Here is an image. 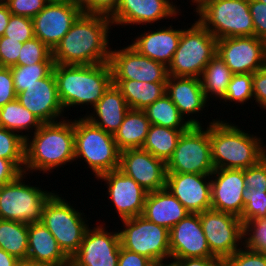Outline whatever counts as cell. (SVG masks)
Wrapping results in <instances>:
<instances>
[{"label": "cell", "instance_id": "obj_1", "mask_svg": "<svg viewBox=\"0 0 266 266\" xmlns=\"http://www.w3.org/2000/svg\"><path fill=\"white\" fill-rule=\"evenodd\" d=\"M112 21L101 14H81L52 50L55 64L92 65L110 59L109 34Z\"/></svg>", "mask_w": 266, "mask_h": 266}, {"label": "cell", "instance_id": "obj_2", "mask_svg": "<svg viewBox=\"0 0 266 266\" xmlns=\"http://www.w3.org/2000/svg\"><path fill=\"white\" fill-rule=\"evenodd\" d=\"M32 135L25 139L23 172L27 175L33 171L49 175L56 167L74 162V119L43 123Z\"/></svg>", "mask_w": 266, "mask_h": 266}, {"label": "cell", "instance_id": "obj_3", "mask_svg": "<svg viewBox=\"0 0 266 266\" xmlns=\"http://www.w3.org/2000/svg\"><path fill=\"white\" fill-rule=\"evenodd\" d=\"M232 122L214 119L210 142L214 169H247L266 157L263 139L241 130ZM262 139V140H261Z\"/></svg>", "mask_w": 266, "mask_h": 266}, {"label": "cell", "instance_id": "obj_4", "mask_svg": "<svg viewBox=\"0 0 266 266\" xmlns=\"http://www.w3.org/2000/svg\"><path fill=\"white\" fill-rule=\"evenodd\" d=\"M53 73L64 110L80 105H91L93 108L113 84L109 62L92 65L55 64Z\"/></svg>", "mask_w": 266, "mask_h": 266}, {"label": "cell", "instance_id": "obj_5", "mask_svg": "<svg viewBox=\"0 0 266 266\" xmlns=\"http://www.w3.org/2000/svg\"><path fill=\"white\" fill-rule=\"evenodd\" d=\"M195 8L197 21L217 40L254 36L249 0H203Z\"/></svg>", "mask_w": 266, "mask_h": 266}, {"label": "cell", "instance_id": "obj_6", "mask_svg": "<svg viewBox=\"0 0 266 266\" xmlns=\"http://www.w3.org/2000/svg\"><path fill=\"white\" fill-rule=\"evenodd\" d=\"M75 160L88 164L95 178L119 169L120 151L114 135L90 123L85 117L74 120Z\"/></svg>", "mask_w": 266, "mask_h": 266}, {"label": "cell", "instance_id": "obj_7", "mask_svg": "<svg viewBox=\"0 0 266 266\" xmlns=\"http://www.w3.org/2000/svg\"><path fill=\"white\" fill-rule=\"evenodd\" d=\"M184 28L168 76L201 78L210 60L217 54V39L198 21Z\"/></svg>", "mask_w": 266, "mask_h": 266}, {"label": "cell", "instance_id": "obj_8", "mask_svg": "<svg viewBox=\"0 0 266 266\" xmlns=\"http://www.w3.org/2000/svg\"><path fill=\"white\" fill-rule=\"evenodd\" d=\"M59 195L55 192L47 200L41 222L52 233L60 249L70 259L79 250L89 225L87 218H83L84 213L73 208Z\"/></svg>", "mask_w": 266, "mask_h": 266}, {"label": "cell", "instance_id": "obj_9", "mask_svg": "<svg viewBox=\"0 0 266 266\" xmlns=\"http://www.w3.org/2000/svg\"><path fill=\"white\" fill-rule=\"evenodd\" d=\"M26 173L0 187V219L26 224L41 222L44 205L55 191L25 183ZM24 181V182H23Z\"/></svg>", "mask_w": 266, "mask_h": 266}, {"label": "cell", "instance_id": "obj_10", "mask_svg": "<svg viewBox=\"0 0 266 266\" xmlns=\"http://www.w3.org/2000/svg\"><path fill=\"white\" fill-rule=\"evenodd\" d=\"M121 221L124 224L123 229L120 228L118 232L122 248L148 257L157 266L168 264L171 252L167 228L147 220L142 215Z\"/></svg>", "mask_w": 266, "mask_h": 266}, {"label": "cell", "instance_id": "obj_11", "mask_svg": "<svg viewBox=\"0 0 266 266\" xmlns=\"http://www.w3.org/2000/svg\"><path fill=\"white\" fill-rule=\"evenodd\" d=\"M208 127L190 126L184 131L166 162L167 173L211 174L214 171Z\"/></svg>", "mask_w": 266, "mask_h": 266}, {"label": "cell", "instance_id": "obj_12", "mask_svg": "<svg viewBox=\"0 0 266 266\" xmlns=\"http://www.w3.org/2000/svg\"><path fill=\"white\" fill-rule=\"evenodd\" d=\"M199 216L213 256L225 262L243 246V223L239 217L213 209L203 211Z\"/></svg>", "mask_w": 266, "mask_h": 266}, {"label": "cell", "instance_id": "obj_13", "mask_svg": "<svg viewBox=\"0 0 266 266\" xmlns=\"http://www.w3.org/2000/svg\"><path fill=\"white\" fill-rule=\"evenodd\" d=\"M217 55L233 74H253L266 63V41L255 36L217 40Z\"/></svg>", "mask_w": 266, "mask_h": 266}, {"label": "cell", "instance_id": "obj_14", "mask_svg": "<svg viewBox=\"0 0 266 266\" xmlns=\"http://www.w3.org/2000/svg\"><path fill=\"white\" fill-rule=\"evenodd\" d=\"M109 64L113 80H133L146 83H166L168 67L140 55L130 45L110 50Z\"/></svg>", "mask_w": 266, "mask_h": 266}, {"label": "cell", "instance_id": "obj_15", "mask_svg": "<svg viewBox=\"0 0 266 266\" xmlns=\"http://www.w3.org/2000/svg\"><path fill=\"white\" fill-rule=\"evenodd\" d=\"M91 228L88 227L79 250L70 258V266H118L119 232H108L102 223Z\"/></svg>", "mask_w": 266, "mask_h": 266}, {"label": "cell", "instance_id": "obj_16", "mask_svg": "<svg viewBox=\"0 0 266 266\" xmlns=\"http://www.w3.org/2000/svg\"><path fill=\"white\" fill-rule=\"evenodd\" d=\"M119 170L148 193L166 188V163L142 148L121 151Z\"/></svg>", "mask_w": 266, "mask_h": 266}, {"label": "cell", "instance_id": "obj_17", "mask_svg": "<svg viewBox=\"0 0 266 266\" xmlns=\"http://www.w3.org/2000/svg\"><path fill=\"white\" fill-rule=\"evenodd\" d=\"M81 14L79 4L49 2L32 18L34 35L53 50Z\"/></svg>", "mask_w": 266, "mask_h": 266}, {"label": "cell", "instance_id": "obj_18", "mask_svg": "<svg viewBox=\"0 0 266 266\" xmlns=\"http://www.w3.org/2000/svg\"><path fill=\"white\" fill-rule=\"evenodd\" d=\"M96 179L106 181L108 196L120 220L142 215L147 191L119 169L104 173Z\"/></svg>", "mask_w": 266, "mask_h": 266}, {"label": "cell", "instance_id": "obj_19", "mask_svg": "<svg viewBox=\"0 0 266 266\" xmlns=\"http://www.w3.org/2000/svg\"><path fill=\"white\" fill-rule=\"evenodd\" d=\"M17 100L42 123H52L67 118L63 117L65 112L58 96L53 71L46 78L37 80L26 90L18 93Z\"/></svg>", "mask_w": 266, "mask_h": 266}, {"label": "cell", "instance_id": "obj_20", "mask_svg": "<svg viewBox=\"0 0 266 266\" xmlns=\"http://www.w3.org/2000/svg\"><path fill=\"white\" fill-rule=\"evenodd\" d=\"M245 188L243 169H214L211 173V209L240 218Z\"/></svg>", "mask_w": 266, "mask_h": 266}, {"label": "cell", "instance_id": "obj_21", "mask_svg": "<svg viewBox=\"0 0 266 266\" xmlns=\"http://www.w3.org/2000/svg\"><path fill=\"white\" fill-rule=\"evenodd\" d=\"M173 3L172 0H120L116 10L109 17L114 26L152 25L156 21L176 18L177 14L182 13Z\"/></svg>", "mask_w": 266, "mask_h": 266}, {"label": "cell", "instance_id": "obj_22", "mask_svg": "<svg viewBox=\"0 0 266 266\" xmlns=\"http://www.w3.org/2000/svg\"><path fill=\"white\" fill-rule=\"evenodd\" d=\"M166 188L190 213L211 209V174L167 173Z\"/></svg>", "mask_w": 266, "mask_h": 266}, {"label": "cell", "instance_id": "obj_23", "mask_svg": "<svg viewBox=\"0 0 266 266\" xmlns=\"http://www.w3.org/2000/svg\"><path fill=\"white\" fill-rule=\"evenodd\" d=\"M171 259L213 256L204 235L199 213H189L169 230Z\"/></svg>", "mask_w": 266, "mask_h": 266}, {"label": "cell", "instance_id": "obj_24", "mask_svg": "<svg viewBox=\"0 0 266 266\" xmlns=\"http://www.w3.org/2000/svg\"><path fill=\"white\" fill-rule=\"evenodd\" d=\"M183 29H173L160 27L156 31H147L130 44L140 55L146 56L156 62L164 64L166 67L172 62L174 53L178 47Z\"/></svg>", "mask_w": 266, "mask_h": 266}, {"label": "cell", "instance_id": "obj_25", "mask_svg": "<svg viewBox=\"0 0 266 266\" xmlns=\"http://www.w3.org/2000/svg\"><path fill=\"white\" fill-rule=\"evenodd\" d=\"M166 94L185 119L189 115L192 117L193 114H200L205 106H209L200 78L168 76Z\"/></svg>", "mask_w": 266, "mask_h": 266}, {"label": "cell", "instance_id": "obj_26", "mask_svg": "<svg viewBox=\"0 0 266 266\" xmlns=\"http://www.w3.org/2000/svg\"><path fill=\"white\" fill-rule=\"evenodd\" d=\"M190 212L167 189L147 193L142 216L170 230Z\"/></svg>", "mask_w": 266, "mask_h": 266}, {"label": "cell", "instance_id": "obj_27", "mask_svg": "<svg viewBox=\"0 0 266 266\" xmlns=\"http://www.w3.org/2000/svg\"><path fill=\"white\" fill-rule=\"evenodd\" d=\"M92 109L93 114H85L86 116L83 117L113 135L121 126L125 114L130 110L121 91L113 84Z\"/></svg>", "mask_w": 266, "mask_h": 266}, {"label": "cell", "instance_id": "obj_28", "mask_svg": "<svg viewBox=\"0 0 266 266\" xmlns=\"http://www.w3.org/2000/svg\"><path fill=\"white\" fill-rule=\"evenodd\" d=\"M27 259L52 266H70V259L42 222L28 224Z\"/></svg>", "mask_w": 266, "mask_h": 266}, {"label": "cell", "instance_id": "obj_29", "mask_svg": "<svg viewBox=\"0 0 266 266\" xmlns=\"http://www.w3.org/2000/svg\"><path fill=\"white\" fill-rule=\"evenodd\" d=\"M151 123L143 110L130 109L119 129L114 133L119 151L142 148Z\"/></svg>", "mask_w": 266, "mask_h": 266}, {"label": "cell", "instance_id": "obj_30", "mask_svg": "<svg viewBox=\"0 0 266 266\" xmlns=\"http://www.w3.org/2000/svg\"><path fill=\"white\" fill-rule=\"evenodd\" d=\"M130 109L144 110L166 94V83H146L133 80H113Z\"/></svg>", "mask_w": 266, "mask_h": 266}, {"label": "cell", "instance_id": "obj_31", "mask_svg": "<svg viewBox=\"0 0 266 266\" xmlns=\"http://www.w3.org/2000/svg\"><path fill=\"white\" fill-rule=\"evenodd\" d=\"M153 125L176 130H187L190 126H202L197 118L184 119L167 94H164L143 110Z\"/></svg>", "mask_w": 266, "mask_h": 266}, {"label": "cell", "instance_id": "obj_32", "mask_svg": "<svg viewBox=\"0 0 266 266\" xmlns=\"http://www.w3.org/2000/svg\"><path fill=\"white\" fill-rule=\"evenodd\" d=\"M43 123L28 109L24 108L20 102L16 99L12 102L5 104L0 108V125L1 127L11 130L17 134L21 133V137L24 139L30 135L25 132H36Z\"/></svg>", "mask_w": 266, "mask_h": 266}, {"label": "cell", "instance_id": "obj_33", "mask_svg": "<svg viewBox=\"0 0 266 266\" xmlns=\"http://www.w3.org/2000/svg\"><path fill=\"white\" fill-rule=\"evenodd\" d=\"M232 75L225 62L216 54L207 64L200 78L206 99L210 101V98L215 97L221 100L225 96Z\"/></svg>", "mask_w": 266, "mask_h": 266}, {"label": "cell", "instance_id": "obj_34", "mask_svg": "<svg viewBox=\"0 0 266 266\" xmlns=\"http://www.w3.org/2000/svg\"><path fill=\"white\" fill-rule=\"evenodd\" d=\"M184 131L186 130H176L151 124L142 149L166 163L172 156Z\"/></svg>", "mask_w": 266, "mask_h": 266}, {"label": "cell", "instance_id": "obj_35", "mask_svg": "<svg viewBox=\"0 0 266 266\" xmlns=\"http://www.w3.org/2000/svg\"><path fill=\"white\" fill-rule=\"evenodd\" d=\"M0 248L18 260L27 259L28 224L0 219Z\"/></svg>", "mask_w": 266, "mask_h": 266}, {"label": "cell", "instance_id": "obj_36", "mask_svg": "<svg viewBox=\"0 0 266 266\" xmlns=\"http://www.w3.org/2000/svg\"><path fill=\"white\" fill-rule=\"evenodd\" d=\"M55 63H36L34 65H14L10 67L16 94L26 90L37 80L46 78L54 68Z\"/></svg>", "mask_w": 266, "mask_h": 266}, {"label": "cell", "instance_id": "obj_37", "mask_svg": "<svg viewBox=\"0 0 266 266\" xmlns=\"http://www.w3.org/2000/svg\"><path fill=\"white\" fill-rule=\"evenodd\" d=\"M0 158L11 160L22 172L25 164V139L0 127Z\"/></svg>", "mask_w": 266, "mask_h": 266}, {"label": "cell", "instance_id": "obj_38", "mask_svg": "<svg viewBox=\"0 0 266 266\" xmlns=\"http://www.w3.org/2000/svg\"><path fill=\"white\" fill-rule=\"evenodd\" d=\"M36 63H54L52 50L44 44L39 38L23 43L18 58V65L30 66Z\"/></svg>", "mask_w": 266, "mask_h": 266}, {"label": "cell", "instance_id": "obj_39", "mask_svg": "<svg viewBox=\"0 0 266 266\" xmlns=\"http://www.w3.org/2000/svg\"><path fill=\"white\" fill-rule=\"evenodd\" d=\"M252 77L253 74H233L225 96L221 100L240 103L241 106L248 100H253Z\"/></svg>", "mask_w": 266, "mask_h": 266}, {"label": "cell", "instance_id": "obj_40", "mask_svg": "<svg viewBox=\"0 0 266 266\" xmlns=\"http://www.w3.org/2000/svg\"><path fill=\"white\" fill-rule=\"evenodd\" d=\"M243 246L266 255V217L243 223Z\"/></svg>", "mask_w": 266, "mask_h": 266}, {"label": "cell", "instance_id": "obj_41", "mask_svg": "<svg viewBox=\"0 0 266 266\" xmlns=\"http://www.w3.org/2000/svg\"><path fill=\"white\" fill-rule=\"evenodd\" d=\"M244 209L240 219L242 223L266 217V190H254L245 188L242 193Z\"/></svg>", "mask_w": 266, "mask_h": 266}, {"label": "cell", "instance_id": "obj_42", "mask_svg": "<svg viewBox=\"0 0 266 266\" xmlns=\"http://www.w3.org/2000/svg\"><path fill=\"white\" fill-rule=\"evenodd\" d=\"M21 43L35 37L32 18L11 14L4 35Z\"/></svg>", "mask_w": 266, "mask_h": 266}, {"label": "cell", "instance_id": "obj_43", "mask_svg": "<svg viewBox=\"0 0 266 266\" xmlns=\"http://www.w3.org/2000/svg\"><path fill=\"white\" fill-rule=\"evenodd\" d=\"M224 263L227 266H266V255L241 247Z\"/></svg>", "mask_w": 266, "mask_h": 266}, {"label": "cell", "instance_id": "obj_44", "mask_svg": "<svg viewBox=\"0 0 266 266\" xmlns=\"http://www.w3.org/2000/svg\"><path fill=\"white\" fill-rule=\"evenodd\" d=\"M48 3L47 0H8L6 6L13 15L33 18Z\"/></svg>", "mask_w": 266, "mask_h": 266}, {"label": "cell", "instance_id": "obj_45", "mask_svg": "<svg viewBox=\"0 0 266 266\" xmlns=\"http://www.w3.org/2000/svg\"><path fill=\"white\" fill-rule=\"evenodd\" d=\"M23 43L9 37L0 36V66L12 67L18 65V58Z\"/></svg>", "mask_w": 266, "mask_h": 266}, {"label": "cell", "instance_id": "obj_46", "mask_svg": "<svg viewBox=\"0 0 266 266\" xmlns=\"http://www.w3.org/2000/svg\"><path fill=\"white\" fill-rule=\"evenodd\" d=\"M244 181L246 188L266 190V157L258 164L244 169Z\"/></svg>", "mask_w": 266, "mask_h": 266}, {"label": "cell", "instance_id": "obj_47", "mask_svg": "<svg viewBox=\"0 0 266 266\" xmlns=\"http://www.w3.org/2000/svg\"><path fill=\"white\" fill-rule=\"evenodd\" d=\"M120 0H79L82 14H101L110 16L117 8Z\"/></svg>", "mask_w": 266, "mask_h": 266}, {"label": "cell", "instance_id": "obj_48", "mask_svg": "<svg viewBox=\"0 0 266 266\" xmlns=\"http://www.w3.org/2000/svg\"><path fill=\"white\" fill-rule=\"evenodd\" d=\"M249 8L254 24V36L266 41V4L259 0H249Z\"/></svg>", "mask_w": 266, "mask_h": 266}, {"label": "cell", "instance_id": "obj_49", "mask_svg": "<svg viewBox=\"0 0 266 266\" xmlns=\"http://www.w3.org/2000/svg\"><path fill=\"white\" fill-rule=\"evenodd\" d=\"M17 99L10 67L0 66V108Z\"/></svg>", "mask_w": 266, "mask_h": 266}, {"label": "cell", "instance_id": "obj_50", "mask_svg": "<svg viewBox=\"0 0 266 266\" xmlns=\"http://www.w3.org/2000/svg\"><path fill=\"white\" fill-rule=\"evenodd\" d=\"M253 99L258 106L266 110V63L253 73Z\"/></svg>", "mask_w": 266, "mask_h": 266}, {"label": "cell", "instance_id": "obj_51", "mask_svg": "<svg viewBox=\"0 0 266 266\" xmlns=\"http://www.w3.org/2000/svg\"><path fill=\"white\" fill-rule=\"evenodd\" d=\"M118 266H157L148 257L120 247Z\"/></svg>", "mask_w": 266, "mask_h": 266}, {"label": "cell", "instance_id": "obj_52", "mask_svg": "<svg viewBox=\"0 0 266 266\" xmlns=\"http://www.w3.org/2000/svg\"><path fill=\"white\" fill-rule=\"evenodd\" d=\"M166 266H220L223 261L215 256L206 258H181L170 259Z\"/></svg>", "mask_w": 266, "mask_h": 266}, {"label": "cell", "instance_id": "obj_53", "mask_svg": "<svg viewBox=\"0 0 266 266\" xmlns=\"http://www.w3.org/2000/svg\"><path fill=\"white\" fill-rule=\"evenodd\" d=\"M21 173L11 160L0 158V187L14 181Z\"/></svg>", "mask_w": 266, "mask_h": 266}, {"label": "cell", "instance_id": "obj_54", "mask_svg": "<svg viewBox=\"0 0 266 266\" xmlns=\"http://www.w3.org/2000/svg\"><path fill=\"white\" fill-rule=\"evenodd\" d=\"M11 12L8 10L6 4H0V36H3L8 25Z\"/></svg>", "mask_w": 266, "mask_h": 266}, {"label": "cell", "instance_id": "obj_55", "mask_svg": "<svg viewBox=\"0 0 266 266\" xmlns=\"http://www.w3.org/2000/svg\"><path fill=\"white\" fill-rule=\"evenodd\" d=\"M18 259L0 248V266H16Z\"/></svg>", "mask_w": 266, "mask_h": 266}, {"label": "cell", "instance_id": "obj_56", "mask_svg": "<svg viewBox=\"0 0 266 266\" xmlns=\"http://www.w3.org/2000/svg\"><path fill=\"white\" fill-rule=\"evenodd\" d=\"M16 266H52V265L40 263L37 261H32L29 259H21V260H18Z\"/></svg>", "mask_w": 266, "mask_h": 266}, {"label": "cell", "instance_id": "obj_57", "mask_svg": "<svg viewBox=\"0 0 266 266\" xmlns=\"http://www.w3.org/2000/svg\"><path fill=\"white\" fill-rule=\"evenodd\" d=\"M48 2H59V3H72L78 4L79 0H47Z\"/></svg>", "mask_w": 266, "mask_h": 266}, {"label": "cell", "instance_id": "obj_58", "mask_svg": "<svg viewBox=\"0 0 266 266\" xmlns=\"http://www.w3.org/2000/svg\"><path fill=\"white\" fill-rule=\"evenodd\" d=\"M192 1V4L194 5V3H195V5H197L199 2H201V1H203V0H191Z\"/></svg>", "mask_w": 266, "mask_h": 266}, {"label": "cell", "instance_id": "obj_59", "mask_svg": "<svg viewBox=\"0 0 266 266\" xmlns=\"http://www.w3.org/2000/svg\"><path fill=\"white\" fill-rule=\"evenodd\" d=\"M8 0H0V4H6Z\"/></svg>", "mask_w": 266, "mask_h": 266}, {"label": "cell", "instance_id": "obj_60", "mask_svg": "<svg viewBox=\"0 0 266 266\" xmlns=\"http://www.w3.org/2000/svg\"><path fill=\"white\" fill-rule=\"evenodd\" d=\"M260 2H263V3H265L266 4V0H259Z\"/></svg>", "mask_w": 266, "mask_h": 266}, {"label": "cell", "instance_id": "obj_61", "mask_svg": "<svg viewBox=\"0 0 266 266\" xmlns=\"http://www.w3.org/2000/svg\"><path fill=\"white\" fill-rule=\"evenodd\" d=\"M220 266H227L224 262Z\"/></svg>", "mask_w": 266, "mask_h": 266}]
</instances>
